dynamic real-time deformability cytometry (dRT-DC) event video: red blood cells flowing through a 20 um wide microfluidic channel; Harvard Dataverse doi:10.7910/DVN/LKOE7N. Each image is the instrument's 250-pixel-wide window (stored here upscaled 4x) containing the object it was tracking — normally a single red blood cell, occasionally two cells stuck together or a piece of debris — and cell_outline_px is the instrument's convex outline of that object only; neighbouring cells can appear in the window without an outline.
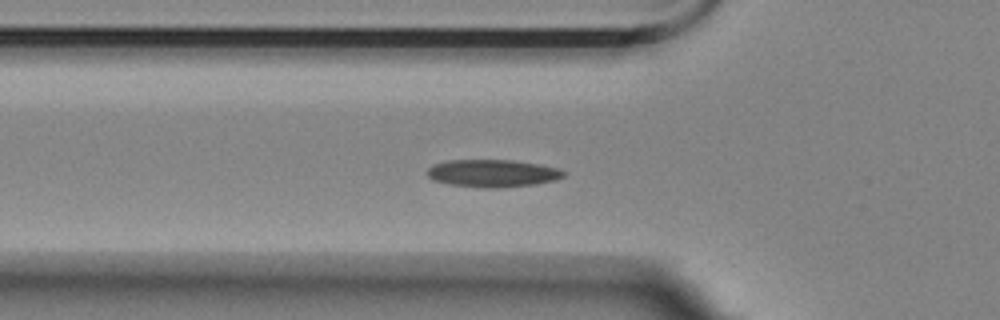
{"species": "Egyptian fruit bat (a non-hibernating species)", "species_latin": "Rousettus aegyptiacus", "temperature_condition": "room temperature", "stored_images_in_passage": 41, "camera_frame_rate_fps": 3000, "um_per_image_px": 0.085, "animal": {"sex": "female"}, "frame": {"image": 1, "passage_image": 2, "time_ms": 0.333, "image_size_px": [1000, 320], "cell_outline_px": [[568, 172], [564, 176], [556, 180], [536, 184], [500, 188], [484, 188], [448, 184], [432, 180], [428, 176], [428, 168], [432, 164], [448, 160], [512, 160], [540, 164], [560, 168]], "centroid_in_image_um": [41.9, 14.73], "position_along_channel_um": 83.9, "area_um2": 22.2}}
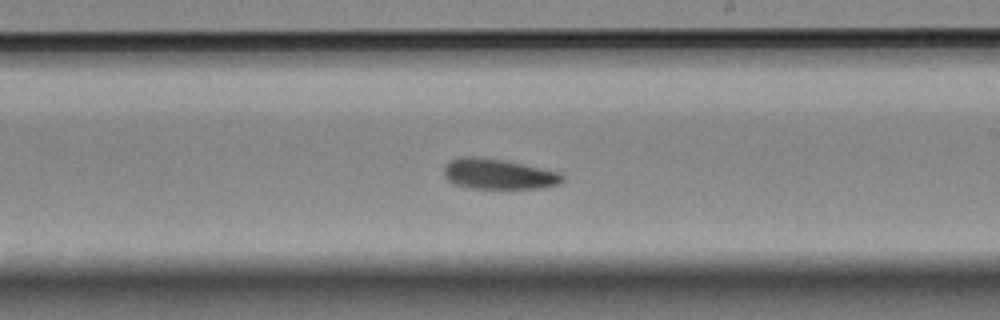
{"frame": {"image": 2, "passage_image": 16, "time_ms": 5.0, "image_size_px": [1000, 320], "cell_outline_px": [[564, 180], [560, 184], [544, 188], [472, 188], [456, 184], [448, 180], [444, 176], [444, 164], [448, 160], [460, 156], [476, 156], [504, 160], [560, 172], [564, 176]], "centroid_in_image_um": [42.36, 14.78], "position_along_channel_um": 246.6, "area_um2": 21.15}}
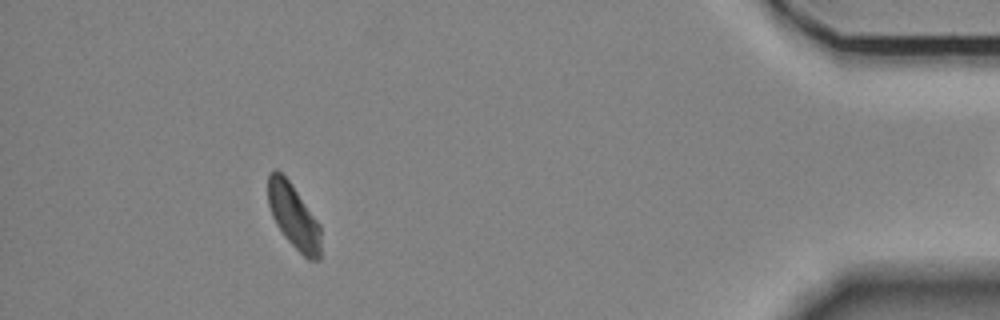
{"frame": {"image": 3, "passage_image": 35, "time_ms": 11.333, "image_size_px": [1000, 320], "cell_outline_px": [[320, 260], [308, 260], [284, 236], [276, 224], [272, 216], [268, 204], [268, 172], [272, 168], [276, 168], [288, 180], [320, 224]], "centroid_in_image_um": [24.94, 18.37], "position_along_channel_um": 410.3, "area_um2": 19.71}}